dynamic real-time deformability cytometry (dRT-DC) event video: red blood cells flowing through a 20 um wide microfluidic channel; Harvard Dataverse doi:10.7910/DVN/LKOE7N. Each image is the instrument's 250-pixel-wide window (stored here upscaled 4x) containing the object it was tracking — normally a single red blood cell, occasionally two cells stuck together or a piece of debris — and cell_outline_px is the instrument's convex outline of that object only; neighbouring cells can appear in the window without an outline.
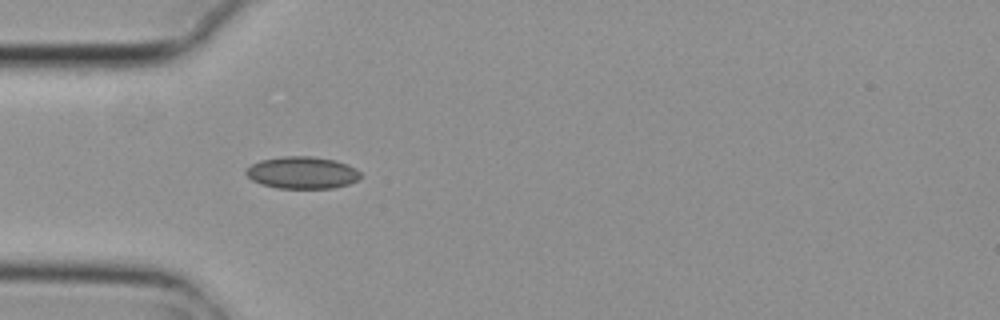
{"species": "common noctule bat (a hibernating species)", "species_latin": "Nyctalus noctula", "temperature_condition": "cold", "stored_images_in_passage": 5, "camera_frame_rate_fps": 3000, "um_per_image_px": 0.085, "animal": {"sex": "female", "body_mass_g": 29.2, "forearm_length_mm": 56.3}, "frame": {"image": 1, "passage_image": 5, "time_ms": 1.333, "image_size_px": [1000, 320], "cell_outline_px": [[360, 180], [348, 184], [332, 188], [276, 188], [260, 184], [252, 180], [244, 172], [252, 164], [260, 160], [284, 156], [312, 156], [336, 160], [348, 164], [356, 168], [360, 172]], "centroid_in_image_um": [25.71, 14.67], "position_along_channel_um": 59.3, "area_um2": 21.56}}